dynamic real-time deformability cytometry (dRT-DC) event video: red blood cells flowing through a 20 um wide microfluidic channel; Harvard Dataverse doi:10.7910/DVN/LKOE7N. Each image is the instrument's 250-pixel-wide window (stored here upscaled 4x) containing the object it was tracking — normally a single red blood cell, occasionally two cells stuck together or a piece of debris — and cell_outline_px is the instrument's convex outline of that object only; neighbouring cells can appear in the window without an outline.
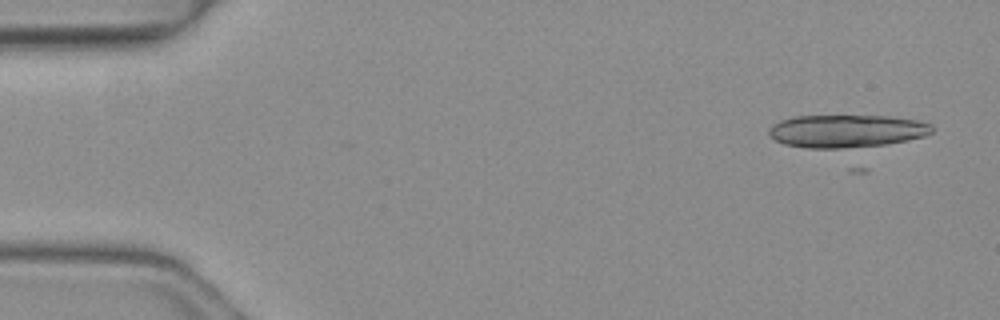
{"species": "common noctule bat (a hibernating species)", "species_latin": "Nyctalus noctula", "temperature_condition": "warm", "stored_images_in_passage": 5, "camera_frame_rate_fps": 3000, "um_per_image_px": 0.085, "animal": {"sex": "female", "body_mass_g": 19.3, "forearm_length_mm": 54.1}, "frame": {"image": 1, "passage_image": 1, "time_ms": 0.0, "image_size_px": [1000, 320], "cell_outline_px": [[932, 132], [924, 136], [908, 140], [888, 144], [840, 148], [808, 148], [784, 144], [768, 136], [768, 128], [772, 124], [780, 120], [792, 116], [888, 116], [916, 120], [932, 124]], "centroid_in_image_um": [71.92, 11.13], "position_along_channel_um": 13.1, "area_um2": 31.21}}
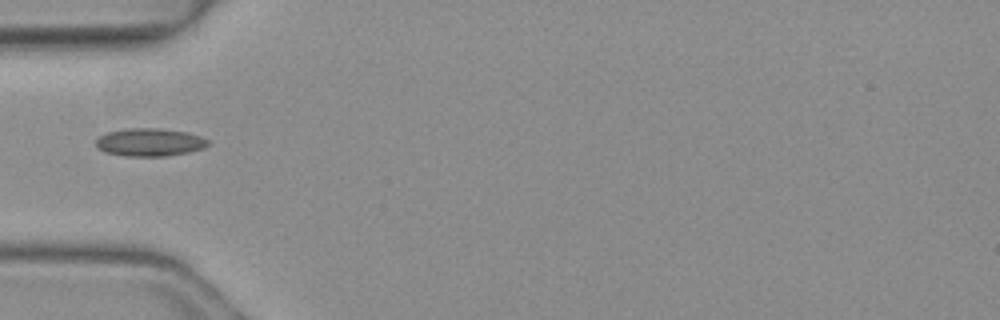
{"frame": {"image": 2, "passage_image": 5, "time_ms": 1.333, "image_size_px": [1000, 320], "cell_outline_px": [[208, 144], [204, 148], [188, 152], [164, 156], [124, 156], [104, 152], [96, 144], [96, 140], [100, 136], [108, 132], [124, 128], [160, 128], [188, 132], [200, 136], [208, 140]], "centroid_in_image_um": [12.72, 12.08], "position_along_channel_um": 72.3, "area_um2": 18.21}}